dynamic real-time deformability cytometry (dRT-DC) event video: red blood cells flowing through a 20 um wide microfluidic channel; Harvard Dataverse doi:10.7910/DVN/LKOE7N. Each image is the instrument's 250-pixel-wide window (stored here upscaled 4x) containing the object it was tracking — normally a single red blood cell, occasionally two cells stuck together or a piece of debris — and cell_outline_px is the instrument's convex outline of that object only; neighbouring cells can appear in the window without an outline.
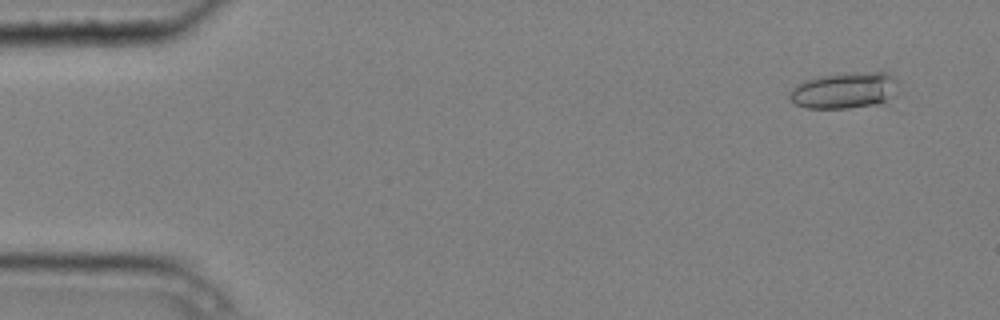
{"species": "common noctule bat (a hibernating species)", "species_latin": "Nyctalus noctula", "temperature_condition": "cold", "stored_images_in_passage": 6, "camera_frame_rate_fps": 3000, "um_per_image_px": 0.085, "animal": {"sex": "male", "body_mass_g": 20.4}, "frame": {"image": 1, "passage_image": 1, "time_ms": 0.0, "image_size_px": [1000, 320], "cell_outline_px": [[900, 92], [888, 104], [848, 108], [808, 108], [796, 104], [788, 100], [788, 92], [792, 88], [808, 80], [820, 76], [872, 72], [888, 72], [896, 76], [900, 80]], "centroid_in_image_um": [71.96, 7.71], "position_along_channel_um": 13.0, "area_um2": 23.7}}
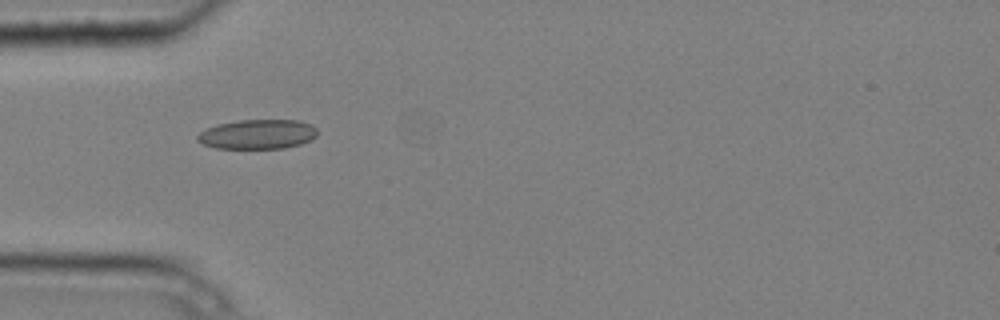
{"frame": {"image": 2, "passage_image": 4, "time_ms": 1.0, "image_size_px": [1000, 320], "cell_outline_px": [[316, 136], [312, 140], [300, 144], [284, 148], [216, 148], [204, 144], [196, 140], [196, 136], [204, 128], [220, 124], [240, 120], [300, 120], [312, 124], [316, 128]], "centroid_in_image_um": [21.91, 11.4], "position_along_channel_um": 63.1, "area_um2": 20.69}}
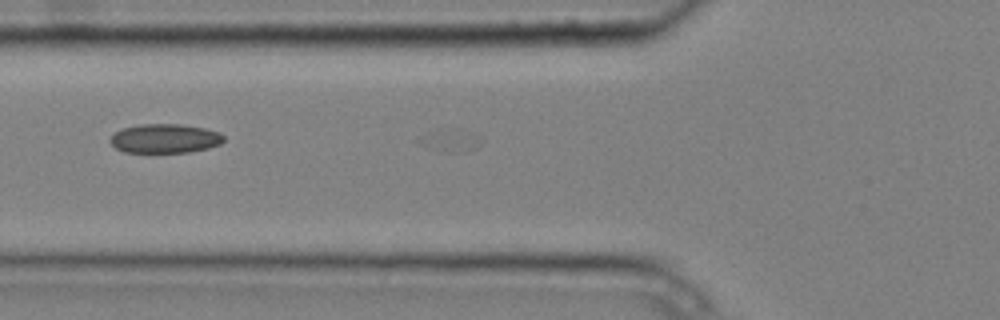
{"frame": {"image": 3, "passage_image": 5, "time_ms": 1.333, "image_size_px": [1000, 320], "cell_outline_px": [[224, 140], [220, 144], [208, 148], [188, 152], [124, 152], [116, 148], [108, 140], [116, 132], [124, 128], [140, 124], [180, 124], [204, 128], [220, 132], [224, 136]], "centroid_in_image_um": [14.03, 11.77], "position_along_channel_um": 111.8, "area_um2": 19.19}}